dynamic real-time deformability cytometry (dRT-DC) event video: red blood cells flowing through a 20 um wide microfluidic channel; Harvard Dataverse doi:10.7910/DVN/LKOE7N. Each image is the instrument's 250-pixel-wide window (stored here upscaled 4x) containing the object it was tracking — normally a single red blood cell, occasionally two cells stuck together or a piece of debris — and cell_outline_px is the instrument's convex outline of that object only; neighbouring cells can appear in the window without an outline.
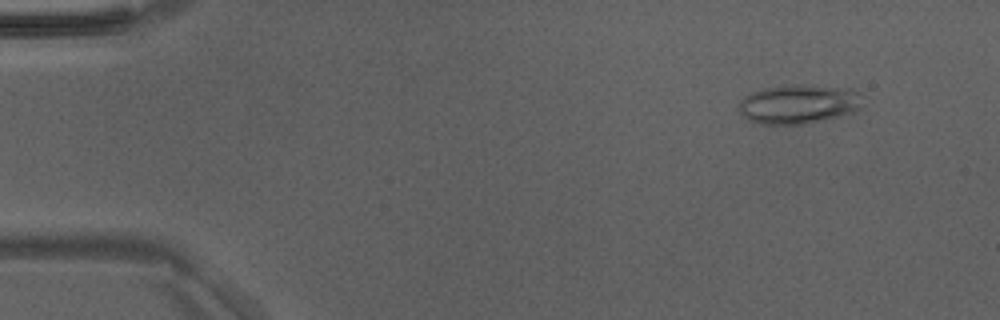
{"species": "Egyptian fruit bat (a non-hibernating species)", "species_latin": "Rousettus aegyptiacus", "temperature_condition": "room temperature", "stored_images_in_passage": 49, "camera_frame_rate_fps": 3000, "um_per_image_px": 0.085, "animal": {"sex": "male"}, "frame": {"image": 1, "passage_image": 5, "time_ms": 1.333, "image_size_px": [1000, 320], "cell_outline_px": [[860, 108], [852, 112], [804, 124], [760, 124], [748, 120], [740, 112], [740, 100], [752, 92], [764, 88], [796, 84], [852, 88], [860, 92]], "centroid_in_image_um": [67.87, 8.84], "position_along_channel_um": 17.1, "area_um2": 27.98}}
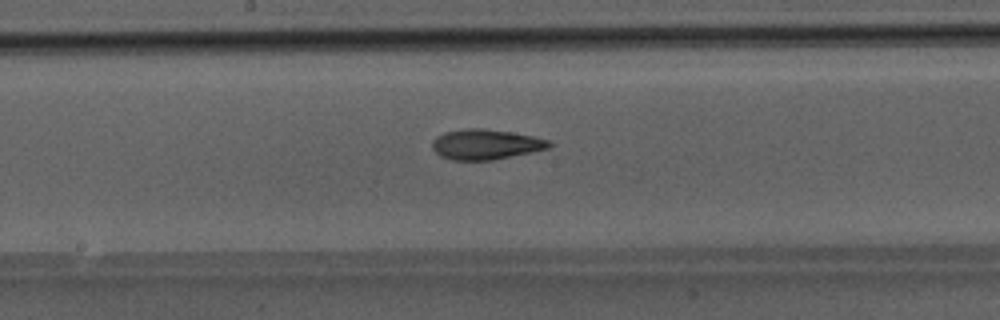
{"frame": {"image": 2, "passage_image": 26, "time_ms": 8.333, "image_size_px": [1000, 320], "cell_outline_px": [[552, 144], [548, 148], [532, 152], [492, 160], [452, 160], [440, 156], [432, 148], [432, 140], [436, 136], [444, 132], [468, 128], [480, 128], [512, 132], [532, 136], [548, 140]], "centroid_in_image_um": [41.25, 12.27], "position_along_channel_um": 207.0, "area_um2": 20.52}}
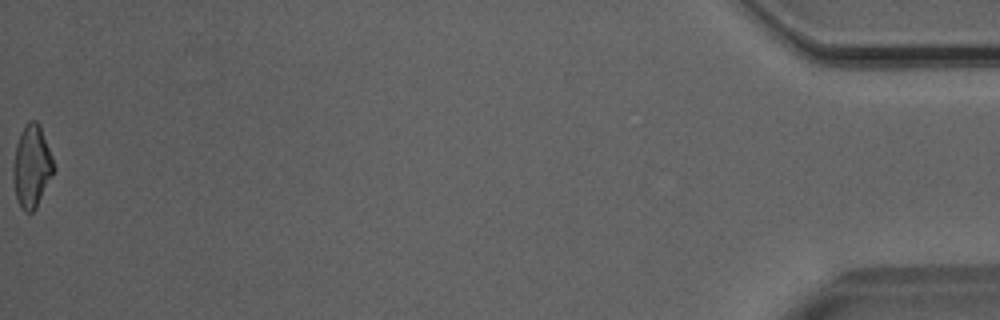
{"frame": {"image": 3, "passage_image": 49, "time_ms": 16.0, "image_size_px": [1000, 320], "cell_outline_px": [[56, 168], [36, 208], [32, 212], [24, 212], [20, 208], [16, 200], [12, 176], [12, 164], [16, 144], [20, 132], [28, 120], [36, 120], [40, 124], [52, 156]], "centroid_in_image_um": [2.68, 14.14], "position_along_channel_um": 432.5, "area_um2": 19.88}}